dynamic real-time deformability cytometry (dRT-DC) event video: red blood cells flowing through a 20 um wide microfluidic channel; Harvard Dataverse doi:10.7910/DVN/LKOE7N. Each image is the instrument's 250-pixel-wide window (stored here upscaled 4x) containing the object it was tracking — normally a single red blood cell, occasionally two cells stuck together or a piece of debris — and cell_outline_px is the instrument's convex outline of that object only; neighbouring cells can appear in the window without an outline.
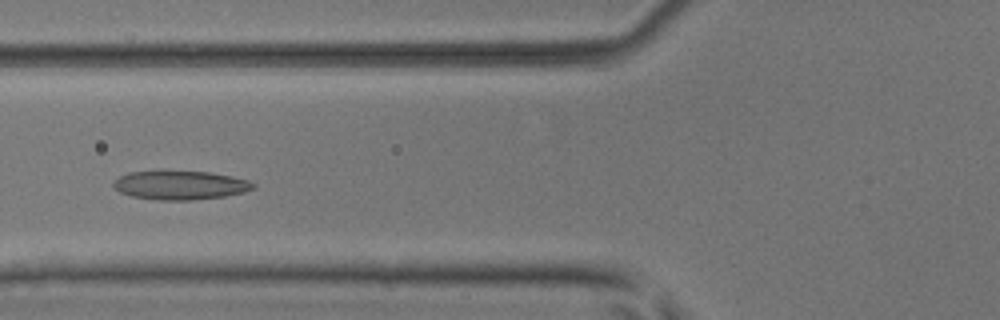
{"species": "common noctule bat (a hibernating species)", "species_latin": "Nyctalus noctula", "temperature_condition": "room temperature", "stored_images_in_passage": 49, "camera_frame_rate_fps": 3000, "um_per_image_px": 0.085, "animal": {"sex": "male", "body_mass_g": 17.9, "forearm_length_mm": 54.2}, "frame": {"image": 1, "passage_image": 18, "time_ms": 5.667, "image_size_px": [1000, 320], "cell_outline_px": [[256, 188], [244, 192], [224, 196], [188, 200], [156, 200], [132, 196], [120, 192], [112, 184], [120, 176], [128, 172], [160, 168], [208, 172], [232, 176], [248, 180], [256, 184]], "centroid_in_image_um": [15.29, 15.69], "position_along_channel_um": 110.5, "area_um2": 24.28}}
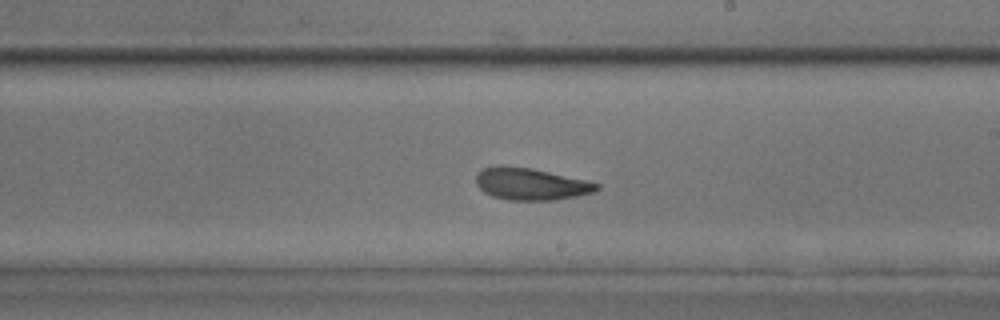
{"frame": {"image": 2, "passage_image": 28, "time_ms": 9.0, "image_size_px": [1000, 320], "cell_outline_px": [[600, 188], [596, 192], [556, 200], [508, 200], [492, 196], [484, 192], [476, 184], [476, 176], [484, 168], [496, 164], [504, 164], [532, 168], [584, 180], [600, 184]], "centroid_in_image_um": [45.1, 15.63], "position_along_channel_um": 243.9, "area_um2": 22.66}}
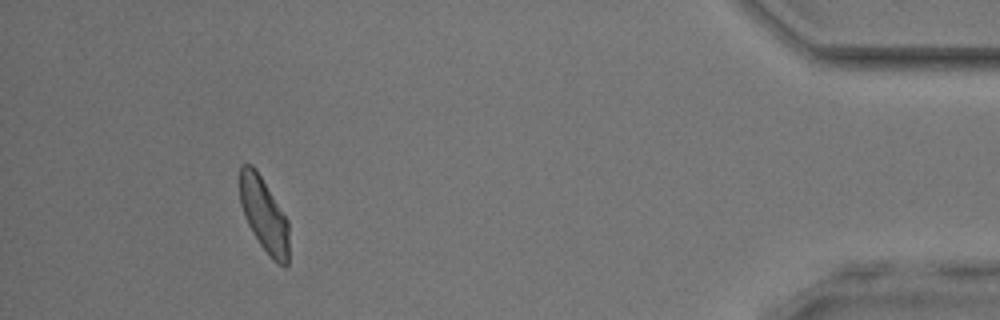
{"frame": {"image": 3, "passage_image": 45, "time_ms": 14.667, "image_size_px": [1000, 320], "cell_outline_px": [[288, 264], [284, 268], [272, 260], [260, 244], [252, 232], [244, 216], [240, 204], [240, 164], [252, 164], [256, 168], [288, 220]], "centroid_in_image_um": [22.44, 18.26], "position_along_channel_um": 412.8, "area_um2": 21.33}, "authors_computed_cell_mechanics": {"area_um2": 22.7732, "velocity_mm_per_s": 4.0241, "shape_relaxation_time_tau1_ms": 4.172, "shape_relaxation_time_tau2_ms": 1.7727, "deformation_change_tau1": 0.1263, "deformation_change_tau2": 0.0784}}